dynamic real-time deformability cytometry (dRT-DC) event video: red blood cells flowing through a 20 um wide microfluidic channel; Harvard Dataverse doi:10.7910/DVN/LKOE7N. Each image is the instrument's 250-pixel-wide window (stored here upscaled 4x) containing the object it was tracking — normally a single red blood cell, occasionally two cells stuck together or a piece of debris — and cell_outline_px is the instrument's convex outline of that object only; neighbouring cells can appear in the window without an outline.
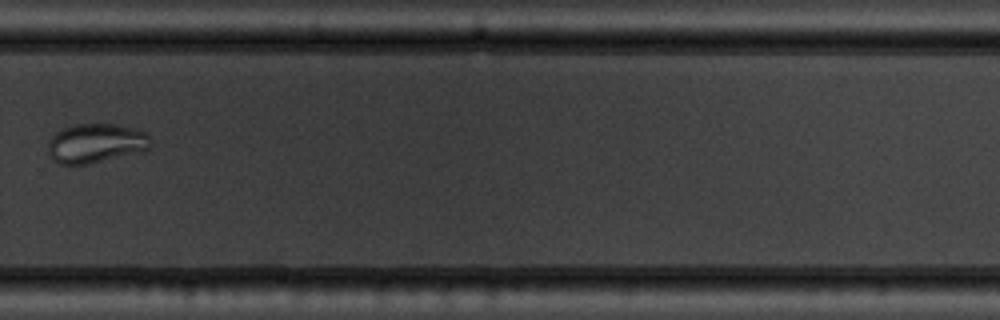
{"species": "common noctule bat (a hibernating species)", "species_latin": "Nyctalus noctula", "temperature_condition": "warm", "stored_images_in_passage": 13, "camera_frame_rate_fps": 3000, "um_per_image_px": 0.085, "animal": {"sex": "male", "body_mass_g": 19.5, "forearm_length_mm": 54.6}, "frame": {"image": 1, "passage_image": 10, "time_ms": 11.333, "image_size_px": [1000, 320], "cell_outline_px": [[152, 148], [88, 164], [60, 164], [52, 160], [48, 156], [48, 140], [56, 132], [64, 128], [76, 124], [116, 124], [132, 128], [144, 132], [152, 140]], "centroid_in_image_um": [8.11, 12.17], "position_along_channel_um": 321.7, "area_um2": 23.41}, "authors_computed_cell_mechanics": {"area_um2": 27.6284, "velocity_mm_per_s": 3.7988, "shape_relaxation_time_tau1_ms": 1.6088, "shape_relaxation_time_tau2_ms": 2.0886, "deformation_change_tau1": 0.1877, "deformation_change_tau2": 0.04}}